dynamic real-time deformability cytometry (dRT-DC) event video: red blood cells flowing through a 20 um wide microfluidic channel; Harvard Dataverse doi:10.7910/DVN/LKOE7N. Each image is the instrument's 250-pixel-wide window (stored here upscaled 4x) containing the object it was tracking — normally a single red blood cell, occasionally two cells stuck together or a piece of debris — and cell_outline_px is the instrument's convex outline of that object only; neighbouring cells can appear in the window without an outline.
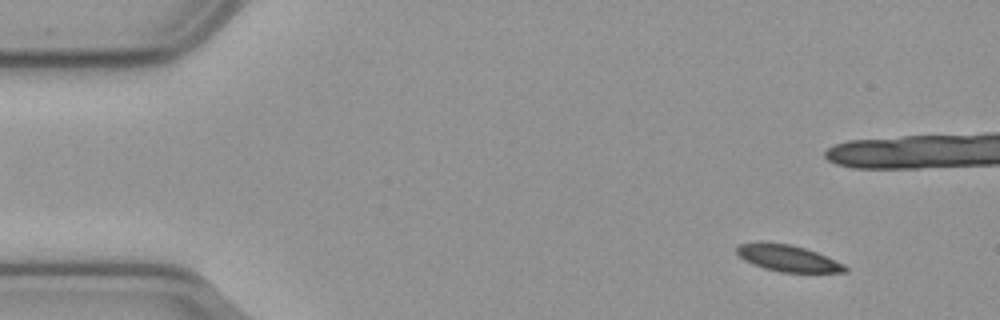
{"species": "common noctule bat (a hibernating species)", "species_latin": "Nyctalus noctula", "temperature_condition": "cold", "stored_images_in_passage": 57, "camera_frame_rate_fps": 3000, "um_per_image_px": 0.085, "animal": {"sex": "male", "body_mass_g": 23.1, "forearm_length_mm": 52.7}, "frame": {"image": 1, "passage_image": 5, "time_ms": 1.333, "image_size_px": [1000, 320], "cell_outline_px": [[848, 272], [780, 272], [764, 268], [752, 264], [744, 260], [736, 252], [736, 248], [740, 244], [756, 240], [760, 240], [792, 244], [828, 256], [844, 264], [848, 268]], "centroid_in_image_um": [66.94, 21.92], "position_along_channel_um": 18.1, "area_um2": 17.11}}
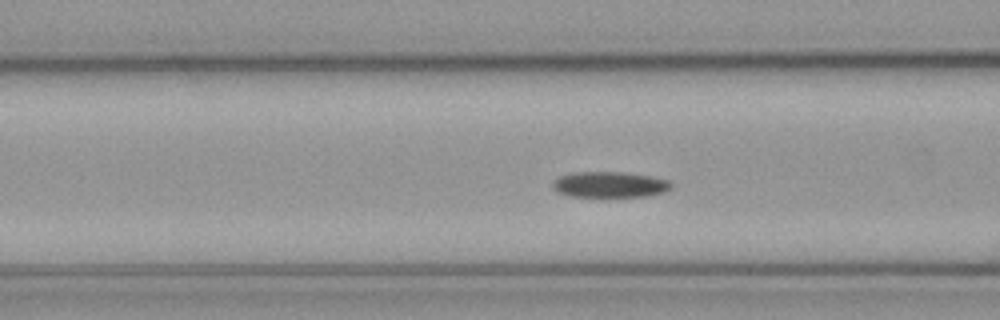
{"frame": {"image": 2, "passage_image": 21, "time_ms": 6.667, "image_size_px": [1000, 320], "cell_outline_px": [[672, 188], [664, 192], [648, 196], [568, 196], [556, 192], [552, 188], [552, 180], [560, 176], [572, 172], [620, 172], [648, 176], [668, 180], [672, 184]], "centroid_in_image_um": [51.77, 15.69], "position_along_channel_um": 114.8, "area_um2": 17.8}}
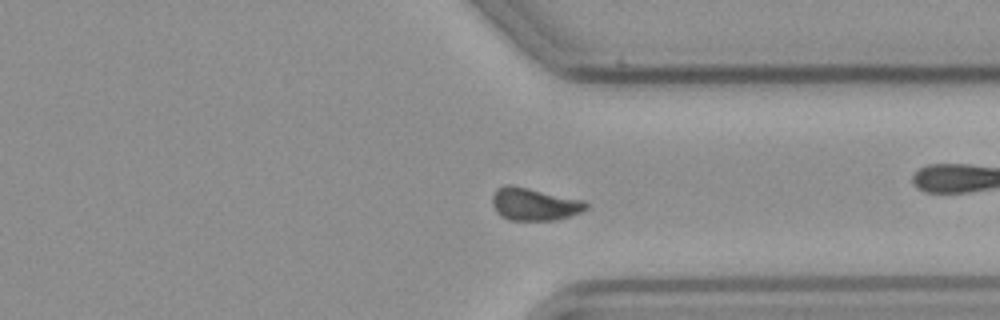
{"frame": {"image": 3, "passage_image": 42, "time_ms": 13.667, "image_size_px": [1000, 320], "cell_outline_px": [[588, 208], [572, 216], [552, 220], [512, 220], [500, 216], [496, 212], [492, 204], [492, 196], [496, 188], [504, 184], [512, 184], [584, 200], [588, 204]], "centroid_in_image_um": [45.39, 17.34], "position_along_channel_um": 366.0, "area_um2": 18.03}, "authors_computed_cell_mechanics": {"area_um2": 17.629, "velocity_mm_per_s": 3.5906, "shape_relaxation_time_tau1_ms": 6.1808, "shape_relaxation_time_tau2_ms": null, "deformation_change_tau1": 0.1214, "deformation_change_tau2": null}}